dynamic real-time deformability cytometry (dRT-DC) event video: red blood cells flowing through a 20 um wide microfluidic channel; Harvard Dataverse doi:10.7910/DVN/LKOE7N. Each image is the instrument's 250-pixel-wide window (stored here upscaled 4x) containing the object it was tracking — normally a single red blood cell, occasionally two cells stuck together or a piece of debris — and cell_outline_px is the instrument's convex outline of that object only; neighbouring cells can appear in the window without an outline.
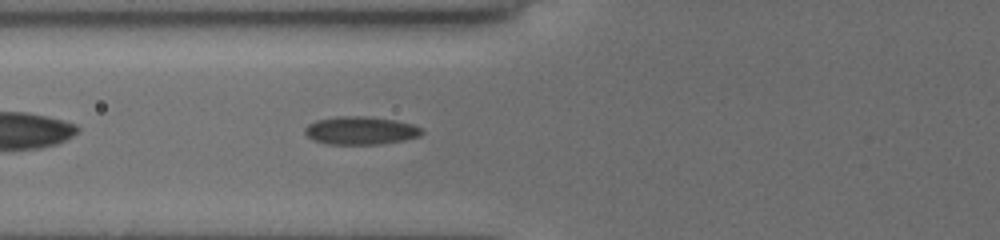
{"species": "common noctule bat (a hibernating species)", "species_latin": "Nyctalus noctula", "temperature_condition": "cold", "stored_images_in_passage": 36, "camera_frame_rate_fps": 3000, "um_per_image_px": 0.085, "animal": {"sex": "female", "body_mass_g": 19.5, "forearm_length_mm": 54.1}, "frame": {"image": 1, "passage_image": 5, "time_ms": 1.333, "image_size_px": [1000, 240], "cell_outline_px": [[424, 132], [420, 136], [404, 140], [380, 144], [328, 144], [312, 140], [304, 132], [304, 128], [308, 124], [316, 120], [340, 116], [372, 116], [396, 120], [412, 124], [424, 128]], "centroid_in_image_um": [30.68, 11.09], "position_along_channel_um": 95.1, "area_um2": 19.36}}
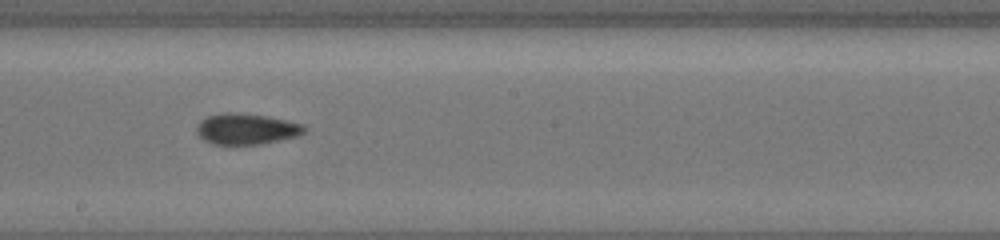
{"frame": {"image": 2, "passage_image": 15, "time_ms": 4.667, "image_size_px": [1000, 240], "cell_outline_px": [[308, 128], [304, 132], [296, 136], [280, 140], [260, 144], [212, 144], [204, 140], [196, 132], [196, 124], [200, 120], [208, 116], [224, 112], [236, 112], [268, 116], [288, 120], [304, 124]], "centroid_in_image_um": [20.94, 10.95], "position_along_channel_um": 227.3, "area_um2": 19.59}}
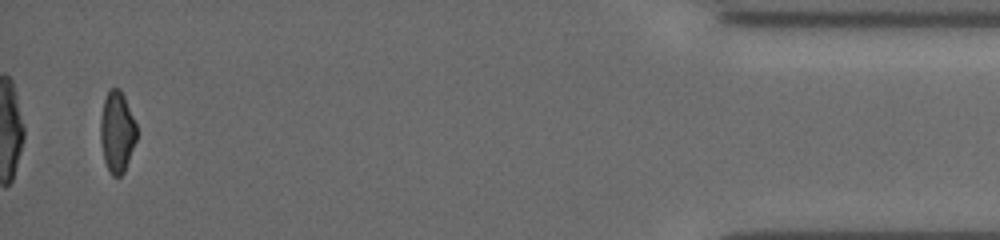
{"frame": {"image": 3, "passage_image": 35, "time_ms": 11.333, "image_size_px": [1000, 240], "cell_outline_px": [[136, 140], [124, 172], [120, 176], [112, 176], [104, 160], [100, 140], [100, 120], [104, 100], [108, 88], [120, 88], [124, 96], [136, 124]], "centroid_in_image_um": [9.93, 11.19], "position_along_channel_um": 425.3, "area_um2": 17.05}, "authors_computed_cell_mechanics": {"area_um2": 18.4671, "velocity_mm_per_s": 3.9591, "shape_relaxation_time_tau1_ms": null, "shape_relaxation_time_tau2_ms": 5.6278, "deformation_change_tau1": null, "deformation_change_tau2": 0.0984}}